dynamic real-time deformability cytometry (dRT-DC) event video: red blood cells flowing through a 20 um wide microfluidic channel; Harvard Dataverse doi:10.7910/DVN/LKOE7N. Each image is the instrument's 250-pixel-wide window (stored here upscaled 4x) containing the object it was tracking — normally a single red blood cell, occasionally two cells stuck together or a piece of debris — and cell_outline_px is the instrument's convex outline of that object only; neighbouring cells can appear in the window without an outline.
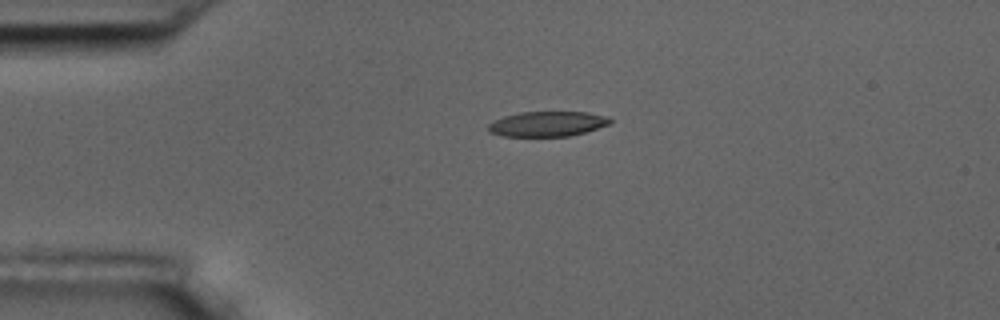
{"species": "common noctule bat (a hibernating species)", "species_latin": "Nyctalus noctula", "temperature_condition": "room temperature", "stored_images_in_passage": 2, "camera_frame_rate_fps": 3000, "um_per_image_px": 0.085, "animal": {"sex": "male", "body_mass_g": 17.5, "forearm_length_mm": 52.3}, "frame": {"image": 1, "passage_image": 1, "time_ms": 0.0, "image_size_px": [1000, 320], "cell_outline_px": [[612, 120], [608, 124], [584, 132], [568, 136], [504, 136], [488, 132], [488, 124], [492, 120], [504, 116], [520, 112], [588, 112], [608, 116]], "centroid_in_image_um": [46.48, 10.52], "position_along_channel_um": 38.5, "area_um2": 17.74}}